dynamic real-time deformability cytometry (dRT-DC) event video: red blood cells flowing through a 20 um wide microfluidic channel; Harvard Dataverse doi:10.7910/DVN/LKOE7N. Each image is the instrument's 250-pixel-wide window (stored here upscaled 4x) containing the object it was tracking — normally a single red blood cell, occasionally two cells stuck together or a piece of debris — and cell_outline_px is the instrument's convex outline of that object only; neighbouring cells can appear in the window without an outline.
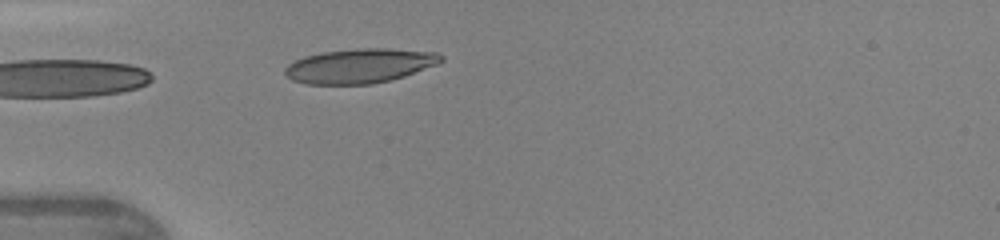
{"species": "human", "species_latin": "Homo sapiens", "temperature_condition": "warm", "stored_images_in_passage": 33, "camera_frame_rate_fps": 3000, "um_per_image_px": 0.085, "donor": {"sex": "female"}, "frame": {"image": 1, "passage_image": 1, "time_ms": 0.0, "image_size_px": [1000, 240], "cell_outline_px": [[444, 60], [436, 64], [404, 76], [372, 84], [308, 84], [292, 80], [284, 76], [284, 68], [288, 64], [304, 56], [320, 52], [364, 48], [388, 48], [436, 52], [444, 56]], "centroid_in_image_um": [30.55, 5.59], "position_along_channel_um": 54.5, "area_um2": 31.33}}
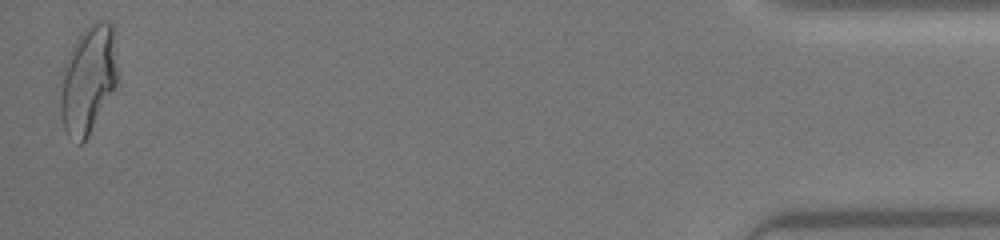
{"frame": {"image": 2, "passage_image": 33, "time_ms": 10.667, "image_size_px": [1000, 240], "cell_outline_px": [[120, 80], [88, 136], [80, 144], [68, 136], [64, 128], [60, 112], [60, 72], [76, 40], [84, 28], [92, 20], [108, 20], [112, 24]], "centroid_in_image_um": [7.51, 6.72], "position_along_channel_um": 427.7, "area_um2": 36.7}, "authors_computed_cell_mechanics": {"area_um2": 31.3276, "velocity_mm_per_s": 4.3506, "shape_relaxation_time_tau1_ms": 3.9963, "shape_relaxation_time_tau2_ms": null, "deformation_change_tau1": 0.1945, "deformation_change_tau2": null}}